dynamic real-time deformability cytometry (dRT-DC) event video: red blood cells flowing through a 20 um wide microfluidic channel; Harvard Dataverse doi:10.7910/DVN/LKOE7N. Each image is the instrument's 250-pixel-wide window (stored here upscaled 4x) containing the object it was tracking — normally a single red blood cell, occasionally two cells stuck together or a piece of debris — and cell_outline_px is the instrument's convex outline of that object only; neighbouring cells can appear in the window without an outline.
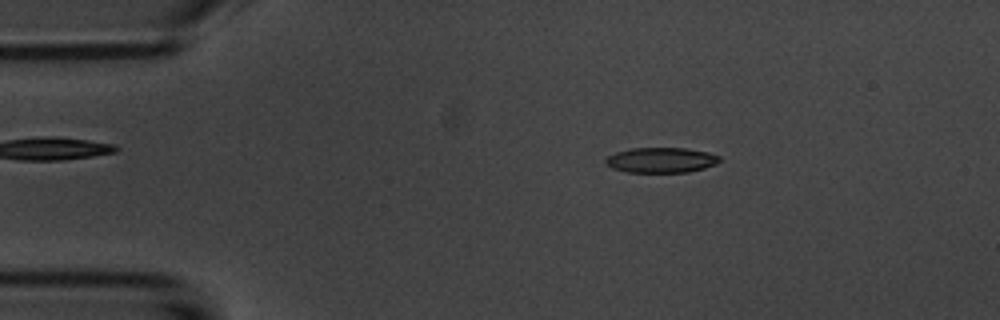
{"species": "common noctule bat (a hibernating species)", "species_latin": "Nyctalus noctula", "temperature_condition": "room temperature", "stored_images_in_passage": 53, "camera_frame_rate_fps": 3000, "um_per_image_px": 0.085, "animal": {"sex": "male", "body_mass_g": 20.1, "forearm_length_mm": 53.5}, "frame": {"image": 1, "passage_image": 9, "time_ms": 2.667, "image_size_px": [1000, 320], "cell_outline_px": [[720, 160], [704, 168], [688, 172], [628, 172], [612, 168], [604, 164], [604, 160], [608, 156], [616, 152], [632, 148], [688, 148], [708, 152], [720, 156]], "centroid_in_image_um": [56.16, 13.6], "position_along_channel_um": 28.8, "area_um2": 16.7}}
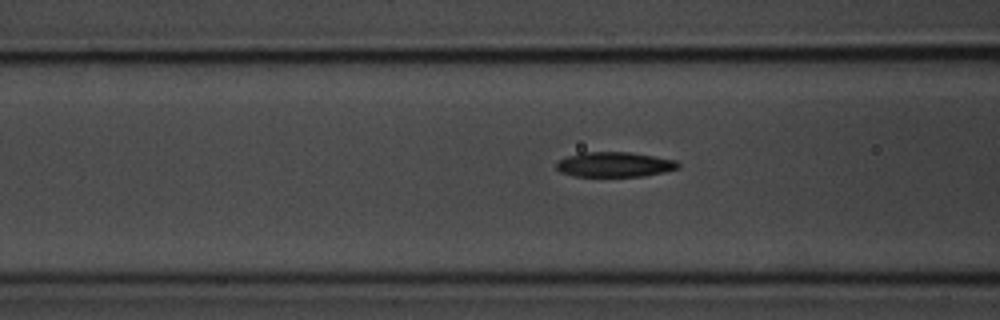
{"frame": {"image": 2, "passage_image": 20, "time_ms": 6.333, "image_size_px": [1000, 320], "cell_outline_px": [[680, 168], [664, 172], [644, 176], [576, 176], [560, 172], [556, 168], [556, 164], [560, 160], [568, 156], [580, 152], [632, 152], [676, 160], [680, 164]], "centroid_in_image_um": [52.27, 13.98], "position_along_channel_um": 114.3, "area_um2": 17.74}}
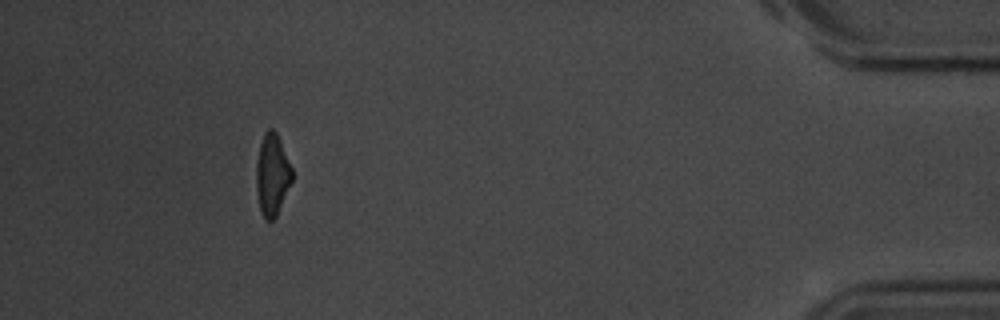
{"frame": {"image": 3, "passage_image": 49, "time_ms": 16.0, "image_size_px": [1000, 320], "cell_outline_px": [[292, 180], [276, 216], [272, 220], [264, 220], [260, 212], [256, 192], [256, 164], [260, 144], [264, 132], [268, 128], [272, 128], [276, 132], [280, 140], [292, 168]], "centroid_in_image_um": [23.11, 14.86], "position_along_channel_um": 412.1, "area_um2": 17.05}, "authors_computed_cell_mechanics": {"area_um2": 17.629, "velocity_mm_per_s": 3.7146, "shape_relaxation_time_tau1_ms": 3.3484, "shape_relaxation_time_tau2_ms": 3.6958, "deformation_change_tau1": 0.1441, "deformation_change_tau2": 0.117}}